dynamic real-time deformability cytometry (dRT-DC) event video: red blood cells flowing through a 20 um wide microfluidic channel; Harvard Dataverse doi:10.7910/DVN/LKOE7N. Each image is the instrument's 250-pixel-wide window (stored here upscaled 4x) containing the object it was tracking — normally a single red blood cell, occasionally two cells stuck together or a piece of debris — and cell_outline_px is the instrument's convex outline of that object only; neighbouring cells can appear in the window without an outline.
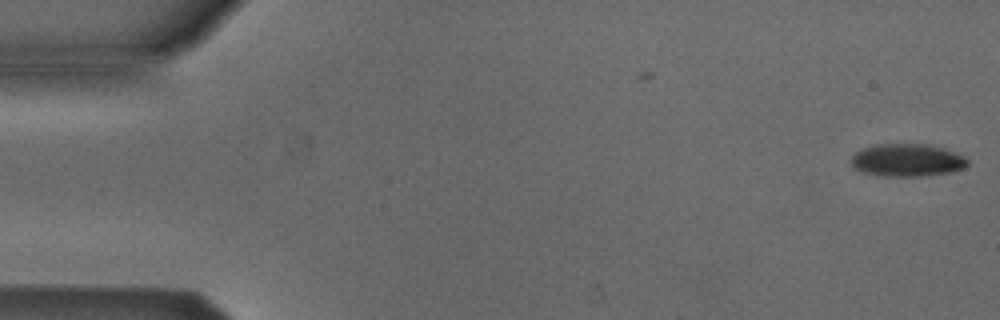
{"species": "Egyptian fruit bat (a non-hibernating species)", "species_latin": "Rousettus aegyptiacus", "temperature_condition": "cold", "stored_images_in_passage": 2, "camera_frame_rate_fps": 3000, "um_per_image_px": 0.085, "animal": {"sex": "male"}, "frame": {"image": 1, "passage_image": 2, "time_ms": 0.333, "image_size_px": [1000, 320], "cell_outline_px": [[968, 164], [964, 168], [952, 172], [924, 176], [884, 176], [864, 172], [856, 168], [852, 164], [852, 156], [856, 152], [864, 148], [876, 144], [928, 144], [944, 148], [964, 156], [968, 160]], "centroid_in_image_um": [77.15, 13.61], "position_along_channel_um": 7.8, "area_um2": 22.08}}